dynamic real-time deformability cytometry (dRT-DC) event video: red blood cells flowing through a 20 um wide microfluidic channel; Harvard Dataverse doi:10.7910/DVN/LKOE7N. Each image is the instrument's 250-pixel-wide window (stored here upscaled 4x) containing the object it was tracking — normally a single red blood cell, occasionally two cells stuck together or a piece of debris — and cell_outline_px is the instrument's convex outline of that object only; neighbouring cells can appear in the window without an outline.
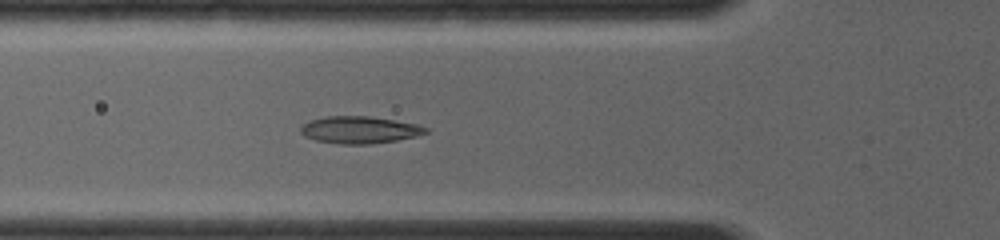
{"species": "common noctule bat (a hibernating species)", "species_latin": "Nyctalus noctula", "temperature_condition": "room temperature", "stored_images_in_passage": 13, "camera_frame_rate_fps": 4000, "um_per_image_px": 0.085, "animal": {"sex": "female", "body_mass_g": 19.0, "forearm_length_mm": 56.7}, "frame": {"image": 1, "passage_image": 10, "time_ms": 4.5, "image_size_px": [1000, 240], "cell_outline_px": [[428, 132], [416, 136], [396, 140], [368, 144], [340, 144], [316, 140], [304, 136], [300, 132], [300, 128], [308, 120], [324, 116], [368, 116], [416, 124], [428, 128]], "centroid_in_image_um": [30.52, 11.03], "position_along_channel_um": 95.3, "area_um2": 19.65}}
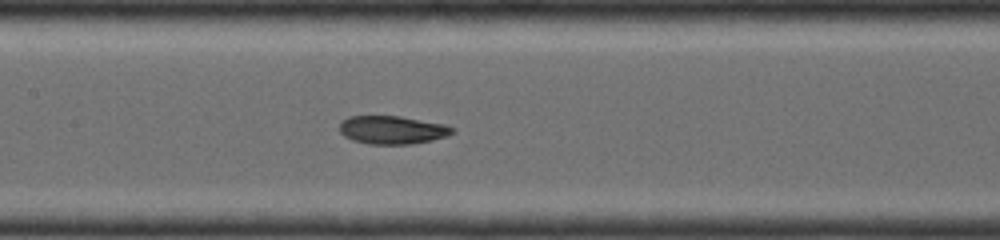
{"frame": {"image": 2, "passage_image": 13, "time_ms": 6.25, "image_size_px": [1000, 240], "cell_outline_px": [[456, 132], [448, 136], [432, 140], [412, 144], [368, 144], [352, 140], [344, 136], [340, 132], [340, 124], [348, 116], [400, 116], [444, 124], [456, 128]], "centroid_in_image_um": [33.38, 11.05], "position_along_channel_um": 174.0, "area_um2": 18.67}}